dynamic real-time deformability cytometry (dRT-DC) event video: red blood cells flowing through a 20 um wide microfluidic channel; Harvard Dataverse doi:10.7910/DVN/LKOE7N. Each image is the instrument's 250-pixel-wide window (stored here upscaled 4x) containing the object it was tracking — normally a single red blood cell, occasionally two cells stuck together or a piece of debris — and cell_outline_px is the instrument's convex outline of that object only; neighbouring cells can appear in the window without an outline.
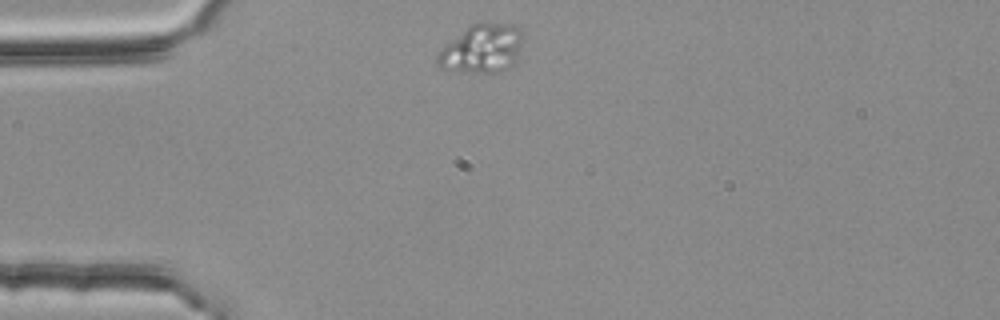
{"species": "common noctule bat (a hibernating species)", "species_latin": "Nyctalus noctula", "temperature_condition": "room temperature", "stored_images_in_passage": 44, "camera_frame_rate_fps": 3000, "um_per_image_px": 0.085, "animal": {"sex": "female", "body_mass_g": 25.1}, "frame": {"image": 1, "passage_image": 1, "time_ms": 0.0, "image_size_px": [1000, 320], "cell_outline_px": [[520, 40], [516, 64], [508, 68], [496, 72], [464, 72], [440, 68], [436, 64], [436, 56], [440, 48], [468, 24], [480, 20], [484, 20], [512, 24], [520, 28]], "centroid_in_image_um": [40.91, 4.09], "position_along_channel_um": 44.1, "area_um2": 24.85}}
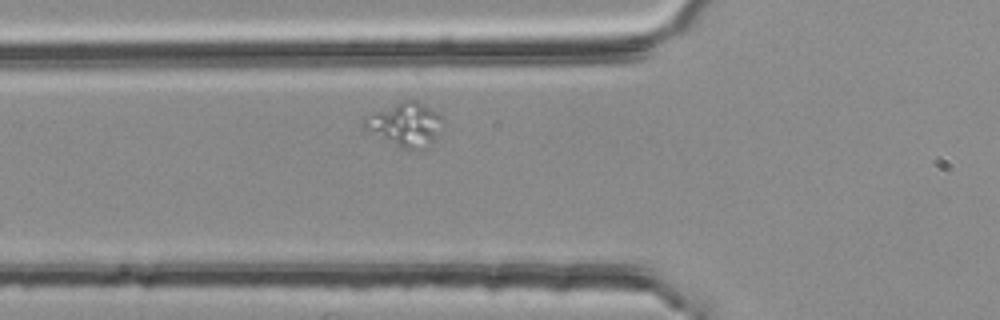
{"frame": {"image": 2, "passage_image": 7, "time_ms": 2.0, "image_size_px": [1000, 320], "cell_outline_px": [[444, 124], [432, 140], [424, 148], [404, 148], [364, 128], [360, 124], [360, 120], [400, 100], [416, 100], [424, 104], [444, 116]], "centroid_in_image_um": [34.48, 10.52], "position_along_channel_um": 91.3, "area_um2": 19.54}}